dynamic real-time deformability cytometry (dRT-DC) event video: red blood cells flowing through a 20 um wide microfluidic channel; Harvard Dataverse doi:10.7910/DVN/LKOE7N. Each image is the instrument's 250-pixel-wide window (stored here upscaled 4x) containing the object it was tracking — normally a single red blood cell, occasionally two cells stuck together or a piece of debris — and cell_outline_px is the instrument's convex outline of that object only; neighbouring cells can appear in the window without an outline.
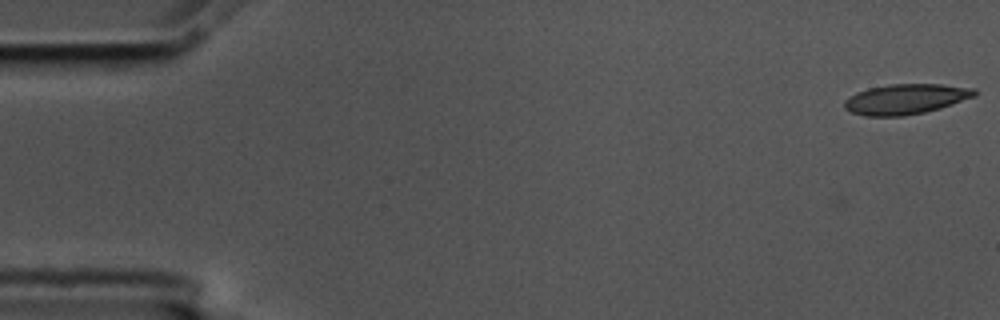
{"species": "common noctule bat (a hibernating species)", "species_latin": "Nyctalus noctula", "temperature_condition": "cold", "stored_images_in_passage": 6, "camera_frame_rate_fps": 3000, "um_per_image_px": 0.085, "animal": {"sex": "male", "body_mass_g": 17.5, "forearm_length_mm": 52.3}, "frame": {"image": 1, "passage_image": 1, "time_ms": 0.0, "image_size_px": [1000, 320], "cell_outline_px": [[976, 96], [940, 108], [924, 112], [904, 116], [864, 116], [852, 112], [844, 108], [844, 100], [856, 92], [868, 88], [888, 84], [940, 84], [976, 88]], "centroid_in_image_um": [76.98, 8.42], "position_along_channel_um": 8.0, "area_um2": 23.0}}